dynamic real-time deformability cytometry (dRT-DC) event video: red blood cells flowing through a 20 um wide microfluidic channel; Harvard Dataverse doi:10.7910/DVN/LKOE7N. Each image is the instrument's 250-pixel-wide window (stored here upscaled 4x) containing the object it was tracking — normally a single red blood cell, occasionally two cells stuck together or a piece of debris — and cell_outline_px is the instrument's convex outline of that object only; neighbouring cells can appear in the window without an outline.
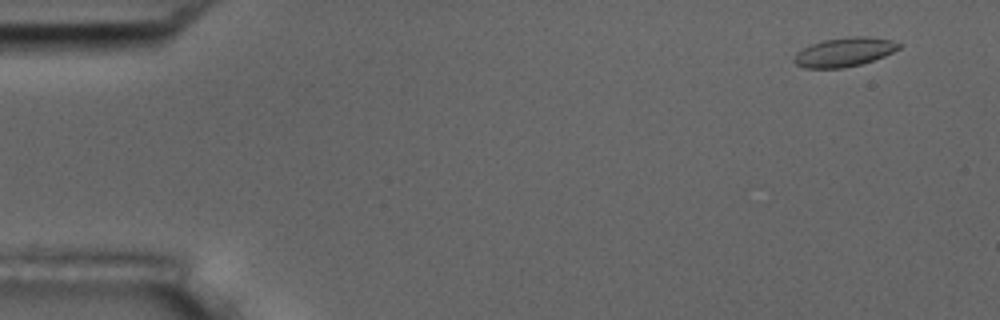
{"species": "common noctule bat (a hibernating species)", "species_latin": "Nyctalus noctula", "temperature_condition": "room temperature", "stored_images_in_passage": 6, "camera_frame_rate_fps": 3000, "um_per_image_px": 0.085, "animal": {"sex": "male", "body_mass_g": 17.5, "forearm_length_mm": 52.3}, "frame": {"image": 1, "passage_image": 2, "time_ms": 1.0, "image_size_px": [1000, 320], "cell_outline_px": [[900, 48], [884, 56], [860, 64], [844, 68], [804, 68], [796, 64], [792, 60], [796, 52], [812, 44], [824, 40], [848, 36], [868, 36], [892, 40], [900, 44]], "centroid_in_image_um": [71.75, 4.42], "position_along_channel_um": 13.3, "area_um2": 17.69}}
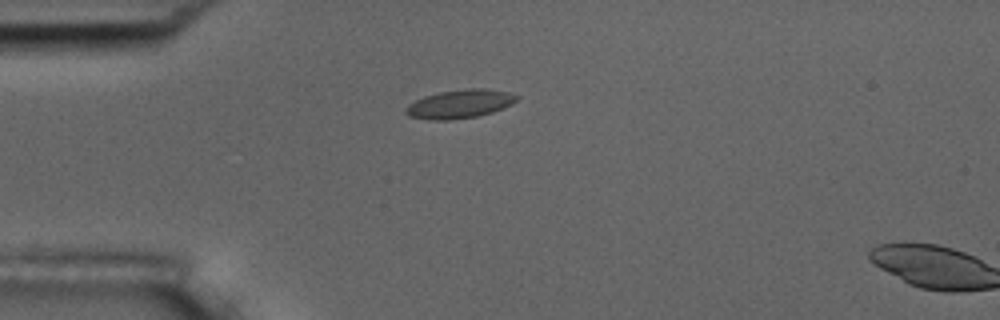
{"frame": {"image": 2, "passage_image": 5, "time_ms": 4.667, "image_size_px": [1000, 320], "cell_outline_px": [[520, 96], [512, 104], [504, 108], [492, 112], [476, 116], [448, 120], [428, 120], [408, 116], [404, 112], [404, 108], [408, 104], [424, 96], [440, 92], [464, 88], [484, 88], [508, 92]], "centroid_in_image_um": [39.06, 8.83], "position_along_channel_um": 45.9, "area_um2": 18.61}}